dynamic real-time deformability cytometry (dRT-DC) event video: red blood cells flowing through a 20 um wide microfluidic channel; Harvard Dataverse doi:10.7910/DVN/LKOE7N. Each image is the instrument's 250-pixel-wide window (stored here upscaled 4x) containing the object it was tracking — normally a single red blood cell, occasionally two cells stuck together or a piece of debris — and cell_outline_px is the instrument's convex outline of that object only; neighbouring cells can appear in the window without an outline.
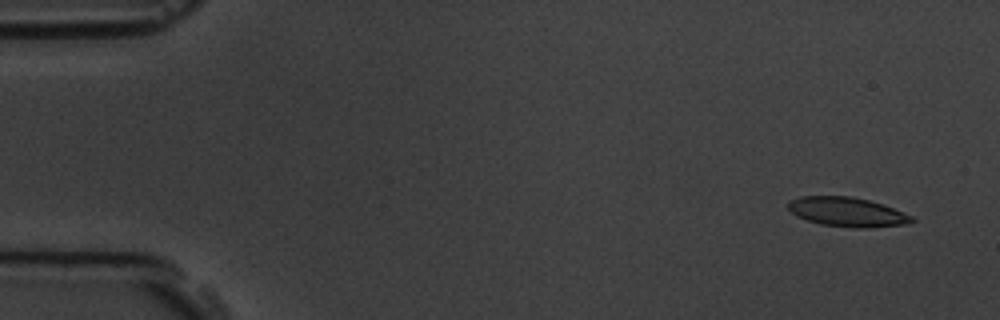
{"species": "common noctule bat (a hibernating species)", "species_latin": "Nyctalus noctula", "temperature_condition": "room temperature", "stored_images_in_passage": 4, "camera_frame_rate_fps": 3000, "um_per_image_px": 0.085, "animal": {"sex": "male", "body_mass_g": 19.5, "forearm_length_mm": 54.6}, "frame": {"image": 1, "passage_image": 1, "time_ms": 0.0, "image_size_px": [1000, 320], "cell_outline_px": [[916, 220], [908, 224], [868, 228], [856, 228], [820, 224], [796, 216], [788, 208], [788, 200], [800, 196], [852, 196], [884, 204], [912, 216]], "centroid_in_image_um": [72.02, 18.01], "position_along_channel_um": 13.0, "area_um2": 21.27}}
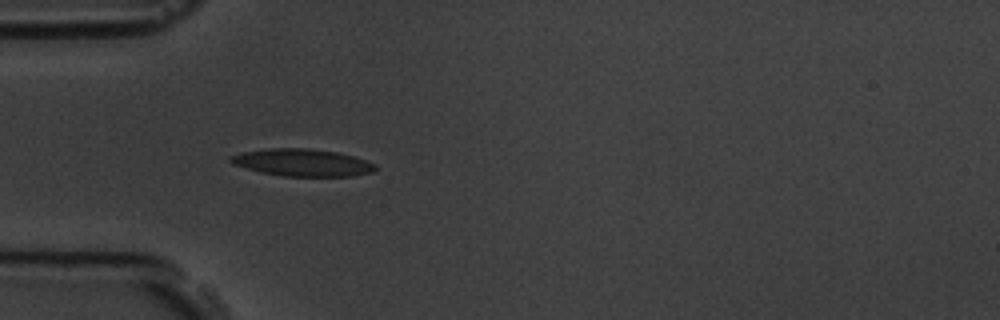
{"frame": {"image": 2, "passage_image": 4, "time_ms": 4.333, "image_size_px": [1000, 320], "cell_outline_px": [[376, 168], [372, 172], [352, 176], [284, 176], [264, 172], [232, 164], [228, 160], [228, 156], [244, 152], [268, 148], [312, 148], [336, 152], [352, 156], [376, 164]], "centroid_in_image_um": [25.69, 13.81], "position_along_channel_um": 59.3, "area_um2": 22.77}}